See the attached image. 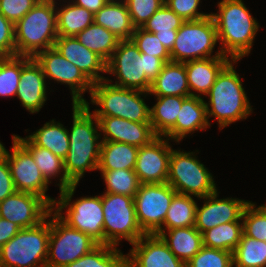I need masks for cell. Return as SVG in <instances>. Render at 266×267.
<instances>
[{
    "label": "cell",
    "mask_w": 266,
    "mask_h": 267,
    "mask_svg": "<svg viewBox=\"0 0 266 267\" xmlns=\"http://www.w3.org/2000/svg\"><path fill=\"white\" fill-rule=\"evenodd\" d=\"M15 56L14 23L0 13V58Z\"/></svg>",
    "instance_id": "obj_47"
},
{
    "label": "cell",
    "mask_w": 266,
    "mask_h": 267,
    "mask_svg": "<svg viewBox=\"0 0 266 267\" xmlns=\"http://www.w3.org/2000/svg\"><path fill=\"white\" fill-rule=\"evenodd\" d=\"M20 229L14 222L0 217V247L13 238Z\"/></svg>",
    "instance_id": "obj_50"
},
{
    "label": "cell",
    "mask_w": 266,
    "mask_h": 267,
    "mask_svg": "<svg viewBox=\"0 0 266 267\" xmlns=\"http://www.w3.org/2000/svg\"><path fill=\"white\" fill-rule=\"evenodd\" d=\"M12 153L4 151L10 167L16 191L28 192L42 197L51 207L56 199L46 195L48 182L42 176L30 152L13 136Z\"/></svg>",
    "instance_id": "obj_14"
},
{
    "label": "cell",
    "mask_w": 266,
    "mask_h": 267,
    "mask_svg": "<svg viewBox=\"0 0 266 267\" xmlns=\"http://www.w3.org/2000/svg\"><path fill=\"white\" fill-rule=\"evenodd\" d=\"M131 40L138 47L140 53L158 57L165 63L171 61L170 53L154 33L147 32L142 28H135Z\"/></svg>",
    "instance_id": "obj_43"
},
{
    "label": "cell",
    "mask_w": 266,
    "mask_h": 267,
    "mask_svg": "<svg viewBox=\"0 0 266 267\" xmlns=\"http://www.w3.org/2000/svg\"><path fill=\"white\" fill-rule=\"evenodd\" d=\"M35 60L42 67L45 78L53 79L69 85L73 104H85L82 94L89 91L91 95L93 83L73 63L66 60L55 47L39 52Z\"/></svg>",
    "instance_id": "obj_15"
},
{
    "label": "cell",
    "mask_w": 266,
    "mask_h": 267,
    "mask_svg": "<svg viewBox=\"0 0 266 267\" xmlns=\"http://www.w3.org/2000/svg\"><path fill=\"white\" fill-rule=\"evenodd\" d=\"M22 69V56L0 58V96L16 95Z\"/></svg>",
    "instance_id": "obj_40"
},
{
    "label": "cell",
    "mask_w": 266,
    "mask_h": 267,
    "mask_svg": "<svg viewBox=\"0 0 266 267\" xmlns=\"http://www.w3.org/2000/svg\"><path fill=\"white\" fill-rule=\"evenodd\" d=\"M232 258L235 267H266V241L250 238L243 233Z\"/></svg>",
    "instance_id": "obj_38"
},
{
    "label": "cell",
    "mask_w": 266,
    "mask_h": 267,
    "mask_svg": "<svg viewBox=\"0 0 266 267\" xmlns=\"http://www.w3.org/2000/svg\"><path fill=\"white\" fill-rule=\"evenodd\" d=\"M109 0H73L77 6L86 8L92 14L97 13Z\"/></svg>",
    "instance_id": "obj_51"
},
{
    "label": "cell",
    "mask_w": 266,
    "mask_h": 267,
    "mask_svg": "<svg viewBox=\"0 0 266 267\" xmlns=\"http://www.w3.org/2000/svg\"><path fill=\"white\" fill-rule=\"evenodd\" d=\"M176 193L167 182L140 185L133 200L138 224L145 234H155L163 226Z\"/></svg>",
    "instance_id": "obj_12"
},
{
    "label": "cell",
    "mask_w": 266,
    "mask_h": 267,
    "mask_svg": "<svg viewBox=\"0 0 266 267\" xmlns=\"http://www.w3.org/2000/svg\"><path fill=\"white\" fill-rule=\"evenodd\" d=\"M56 12L58 36L75 37L94 22V14L72 1Z\"/></svg>",
    "instance_id": "obj_34"
},
{
    "label": "cell",
    "mask_w": 266,
    "mask_h": 267,
    "mask_svg": "<svg viewBox=\"0 0 266 267\" xmlns=\"http://www.w3.org/2000/svg\"><path fill=\"white\" fill-rule=\"evenodd\" d=\"M235 62L236 60H231L220 71L206 95L209 97V103L205 101L207 118L215 117L220 129L246 119L253 110L242 81L234 69Z\"/></svg>",
    "instance_id": "obj_4"
},
{
    "label": "cell",
    "mask_w": 266,
    "mask_h": 267,
    "mask_svg": "<svg viewBox=\"0 0 266 267\" xmlns=\"http://www.w3.org/2000/svg\"><path fill=\"white\" fill-rule=\"evenodd\" d=\"M157 136L149 144L139 147L134 172L141 184L165 183L169 173L171 146L169 139Z\"/></svg>",
    "instance_id": "obj_17"
},
{
    "label": "cell",
    "mask_w": 266,
    "mask_h": 267,
    "mask_svg": "<svg viewBox=\"0 0 266 267\" xmlns=\"http://www.w3.org/2000/svg\"><path fill=\"white\" fill-rule=\"evenodd\" d=\"M144 57L132 40H120L106 63V73L117 77L116 86L149 92L151 82L144 73Z\"/></svg>",
    "instance_id": "obj_13"
},
{
    "label": "cell",
    "mask_w": 266,
    "mask_h": 267,
    "mask_svg": "<svg viewBox=\"0 0 266 267\" xmlns=\"http://www.w3.org/2000/svg\"><path fill=\"white\" fill-rule=\"evenodd\" d=\"M186 267H233L232 252L203 246Z\"/></svg>",
    "instance_id": "obj_42"
},
{
    "label": "cell",
    "mask_w": 266,
    "mask_h": 267,
    "mask_svg": "<svg viewBox=\"0 0 266 267\" xmlns=\"http://www.w3.org/2000/svg\"><path fill=\"white\" fill-rule=\"evenodd\" d=\"M51 211L52 207L42 197L28 192L15 191L0 202V217L21 229L39 225Z\"/></svg>",
    "instance_id": "obj_16"
},
{
    "label": "cell",
    "mask_w": 266,
    "mask_h": 267,
    "mask_svg": "<svg viewBox=\"0 0 266 267\" xmlns=\"http://www.w3.org/2000/svg\"><path fill=\"white\" fill-rule=\"evenodd\" d=\"M201 0H165V4L184 21L199 20L209 14L198 12Z\"/></svg>",
    "instance_id": "obj_46"
},
{
    "label": "cell",
    "mask_w": 266,
    "mask_h": 267,
    "mask_svg": "<svg viewBox=\"0 0 266 267\" xmlns=\"http://www.w3.org/2000/svg\"><path fill=\"white\" fill-rule=\"evenodd\" d=\"M210 127L207 118L206 105L198 96L186 97L177 116L175 125L164 135L165 138L179 142L196 130H206Z\"/></svg>",
    "instance_id": "obj_23"
},
{
    "label": "cell",
    "mask_w": 266,
    "mask_h": 267,
    "mask_svg": "<svg viewBox=\"0 0 266 267\" xmlns=\"http://www.w3.org/2000/svg\"><path fill=\"white\" fill-rule=\"evenodd\" d=\"M135 28H142L144 24L159 10L165 0H124Z\"/></svg>",
    "instance_id": "obj_44"
},
{
    "label": "cell",
    "mask_w": 266,
    "mask_h": 267,
    "mask_svg": "<svg viewBox=\"0 0 266 267\" xmlns=\"http://www.w3.org/2000/svg\"><path fill=\"white\" fill-rule=\"evenodd\" d=\"M72 108L73 125L68 131L69 149L64 159V170L68 179L78 184L86 170L98 169L102 141L99 139V121L90 112L89 103L73 104Z\"/></svg>",
    "instance_id": "obj_1"
},
{
    "label": "cell",
    "mask_w": 266,
    "mask_h": 267,
    "mask_svg": "<svg viewBox=\"0 0 266 267\" xmlns=\"http://www.w3.org/2000/svg\"><path fill=\"white\" fill-rule=\"evenodd\" d=\"M47 218L35 227L20 229L0 247V267H46L50 213Z\"/></svg>",
    "instance_id": "obj_6"
},
{
    "label": "cell",
    "mask_w": 266,
    "mask_h": 267,
    "mask_svg": "<svg viewBox=\"0 0 266 267\" xmlns=\"http://www.w3.org/2000/svg\"><path fill=\"white\" fill-rule=\"evenodd\" d=\"M39 0H0V13L14 24L24 17Z\"/></svg>",
    "instance_id": "obj_45"
},
{
    "label": "cell",
    "mask_w": 266,
    "mask_h": 267,
    "mask_svg": "<svg viewBox=\"0 0 266 267\" xmlns=\"http://www.w3.org/2000/svg\"><path fill=\"white\" fill-rule=\"evenodd\" d=\"M155 234L159 235L173 254L185 264L203 247L202 234L195 226L168 229L167 233L157 231Z\"/></svg>",
    "instance_id": "obj_27"
},
{
    "label": "cell",
    "mask_w": 266,
    "mask_h": 267,
    "mask_svg": "<svg viewBox=\"0 0 266 267\" xmlns=\"http://www.w3.org/2000/svg\"><path fill=\"white\" fill-rule=\"evenodd\" d=\"M217 42L218 34L212 15L184 21L177 30L175 44L170 52L171 61L185 63L204 58L228 57L221 50L211 56Z\"/></svg>",
    "instance_id": "obj_8"
},
{
    "label": "cell",
    "mask_w": 266,
    "mask_h": 267,
    "mask_svg": "<svg viewBox=\"0 0 266 267\" xmlns=\"http://www.w3.org/2000/svg\"><path fill=\"white\" fill-rule=\"evenodd\" d=\"M257 209L266 215V204L258 206Z\"/></svg>",
    "instance_id": "obj_52"
},
{
    "label": "cell",
    "mask_w": 266,
    "mask_h": 267,
    "mask_svg": "<svg viewBox=\"0 0 266 267\" xmlns=\"http://www.w3.org/2000/svg\"><path fill=\"white\" fill-rule=\"evenodd\" d=\"M75 38L87 49L99 55L106 63L120 41L108 29L95 22L78 33Z\"/></svg>",
    "instance_id": "obj_33"
},
{
    "label": "cell",
    "mask_w": 266,
    "mask_h": 267,
    "mask_svg": "<svg viewBox=\"0 0 266 267\" xmlns=\"http://www.w3.org/2000/svg\"><path fill=\"white\" fill-rule=\"evenodd\" d=\"M55 0H39L14 24L15 56L34 58L39 52L54 47L58 37Z\"/></svg>",
    "instance_id": "obj_3"
},
{
    "label": "cell",
    "mask_w": 266,
    "mask_h": 267,
    "mask_svg": "<svg viewBox=\"0 0 266 267\" xmlns=\"http://www.w3.org/2000/svg\"><path fill=\"white\" fill-rule=\"evenodd\" d=\"M16 191L7 157L0 156V202Z\"/></svg>",
    "instance_id": "obj_48"
},
{
    "label": "cell",
    "mask_w": 266,
    "mask_h": 267,
    "mask_svg": "<svg viewBox=\"0 0 266 267\" xmlns=\"http://www.w3.org/2000/svg\"><path fill=\"white\" fill-rule=\"evenodd\" d=\"M106 192L133 197L141 185L134 169L100 170Z\"/></svg>",
    "instance_id": "obj_39"
},
{
    "label": "cell",
    "mask_w": 266,
    "mask_h": 267,
    "mask_svg": "<svg viewBox=\"0 0 266 267\" xmlns=\"http://www.w3.org/2000/svg\"><path fill=\"white\" fill-rule=\"evenodd\" d=\"M98 245L84 232L69 227L53 210L50 212L46 267H65L88 254Z\"/></svg>",
    "instance_id": "obj_11"
},
{
    "label": "cell",
    "mask_w": 266,
    "mask_h": 267,
    "mask_svg": "<svg viewBox=\"0 0 266 267\" xmlns=\"http://www.w3.org/2000/svg\"><path fill=\"white\" fill-rule=\"evenodd\" d=\"M13 136L30 152L42 176L48 183H51L50 179L59 176L62 172L63 174L59 176V184H57L59 185V190L66 189L73 185L66 176L63 159L56 156L48 149L35 146L27 137Z\"/></svg>",
    "instance_id": "obj_28"
},
{
    "label": "cell",
    "mask_w": 266,
    "mask_h": 267,
    "mask_svg": "<svg viewBox=\"0 0 266 267\" xmlns=\"http://www.w3.org/2000/svg\"><path fill=\"white\" fill-rule=\"evenodd\" d=\"M218 13H211L221 43L223 55L240 60L249 55L259 23L250 14L242 0H222ZM228 54V55H227Z\"/></svg>",
    "instance_id": "obj_2"
},
{
    "label": "cell",
    "mask_w": 266,
    "mask_h": 267,
    "mask_svg": "<svg viewBox=\"0 0 266 267\" xmlns=\"http://www.w3.org/2000/svg\"><path fill=\"white\" fill-rule=\"evenodd\" d=\"M54 47L66 60L79 68L92 83L106 79L99 73H106V62L75 37L58 36Z\"/></svg>",
    "instance_id": "obj_22"
},
{
    "label": "cell",
    "mask_w": 266,
    "mask_h": 267,
    "mask_svg": "<svg viewBox=\"0 0 266 267\" xmlns=\"http://www.w3.org/2000/svg\"><path fill=\"white\" fill-rule=\"evenodd\" d=\"M156 104L150 108V123L157 136H164L176 123L182 102L186 97L156 96Z\"/></svg>",
    "instance_id": "obj_32"
},
{
    "label": "cell",
    "mask_w": 266,
    "mask_h": 267,
    "mask_svg": "<svg viewBox=\"0 0 266 267\" xmlns=\"http://www.w3.org/2000/svg\"><path fill=\"white\" fill-rule=\"evenodd\" d=\"M242 235L243 223L241 221L220 224L202 233L203 246L233 253Z\"/></svg>",
    "instance_id": "obj_36"
},
{
    "label": "cell",
    "mask_w": 266,
    "mask_h": 267,
    "mask_svg": "<svg viewBox=\"0 0 266 267\" xmlns=\"http://www.w3.org/2000/svg\"><path fill=\"white\" fill-rule=\"evenodd\" d=\"M126 254V267H186L159 235L145 234Z\"/></svg>",
    "instance_id": "obj_18"
},
{
    "label": "cell",
    "mask_w": 266,
    "mask_h": 267,
    "mask_svg": "<svg viewBox=\"0 0 266 267\" xmlns=\"http://www.w3.org/2000/svg\"><path fill=\"white\" fill-rule=\"evenodd\" d=\"M102 207L104 244L117 247L122 239L134 244L145 235L136 218L133 197L105 192Z\"/></svg>",
    "instance_id": "obj_10"
},
{
    "label": "cell",
    "mask_w": 266,
    "mask_h": 267,
    "mask_svg": "<svg viewBox=\"0 0 266 267\" xmlns=\"http://www.w3.org/2000/svg\"><path fill=\"white\" fill-rule=\"evenodd\" d=\"M94 22L108 29L119 40H131L135 31L125 1L109 0L97 13Z\"/></svg>",
    "instance_id": "obj_25"
},
{
    "label": "cell",
    "mask_w": 266,
    "mask_h": 267,
    "mask_svg": "<svg viewBox=\"0 0 266 267\" xmlns=\"http://www.w3.org/2000/svg\"><path fill=\"white\" fill-rule=\"evenodd\" d=\"M46 78L42 67L28 56H22V69L16 96L30 113H38L47 100Z\"/></svg>",
    "instance_id": "obj_20"
},
{
    "label": "cell",
    "mask_w": 266,
    "mask_h": 267,
    "mask_svg": "<svg viewBox=\"0 0 266 267\" xmlns=\"http://www.w3.org/2000/svg\"><path fill=\"white\" fill-rule=\"evenodd\" d=\"M184 20L164 4L154 15L144 24L142 29L154 33L156 38L162 43L170 53L176 40L177 30Z\"/></svg>",
    "instance_id": "obj_29"
},
{
    "label": "cell",
    "mask_w": 266,
    "mask_h": 267,
    "mask_svg": "<svg viewBox=\"0 0 266 267\" xmlns=\"http://www.w3.org/2000/svg\"><path fill=\"white\" fill-rule=\"evenodd\" d=\"M150 95L189 97V85L185 64L181 62H166L162 71L152 82Z\"/></svg>",
    "instance_id": "obj_26"
},
{
    "label": "cell",
    "mask_w": 266,
    "mask_h": 267,
    "mask_svg": "<svg viewBox=\"0 0 266 267\" xmlns=\"http://www.w3.org/2000/svg\"><path fill=\"white\" fill-rule=\"evenodd\" d=\"M194 154L171 150L167 183L177 193L204 198L217 191L216 183L210 171Z\"/></svg>",
    "instance_id": "obj_9"
},
{
    "label": "cell",
    "mask_w": 266,
    "mask_h": 267,
    "mask_svg": "<svg viewBox=\"0 0 266 267\" xmlns=\"http://www.w3.org/2000/svg\"><path fill=\"white\" fill-rule=\"evenodd\" d=\"M243 233L253 239L266 241V215L250 201L242 213Z\"/></svg>",
    "instance_id": "obj_41"
},
{
    "label": "cell",
    "mask_w": 266,
    "mask_h": 267,
    "mask_svg": "<svg viewBox=\"0 0 266 267\" xmlns=\"http://www.w3.org/2000/svg\"><path fill=\"white\" fill-rule=\"evenodd\" d=\"M218 191L205 196L204 204L196 207L195 228L202 234L220 224L242 221V213L250 201L238 198L218 199Z\"/></svg>",
    "instance_id": "obj_19"
},
{
    "label": "cell",
    "mask_w": 266,
    "mask_h": 267,
    "mask_svg": "<svg viewBox=\"0 0 266 267\" xmlns=\"http://www.w3.org/2000/svg\"><path fill=\"white\" fill-rule=\"evenodd\" d=\"M65 267H126V255L115 246L99 244L91 252Z\"/></svg>",
    "instance_id": "obj_37"
},
{
    "label": "cell",
    "mask_w": 266,
    "mask_h": 267,
    "mask_svg": "<svg viewBox=\"0 0 266 267\" xmlns=\"http://www.w3.org/2000/svg\"><path fill=\"white\" fill-rule=\"evenodd\" d=\"M103 132L101 141L123 142L136 147L149 144L157 135L150 122H132L120 117L95 116Z\"/></svg>",
    "instance_id": "obj_21"
},
{
    "label": "cell",
    "mask_w": 266,
    "mask_h": 267,
    "mask_svg": "<svg viewBox=\"0 0 266 267\" xmlns=\"http://www.w3.org/2000/svg\"><path fill=\"white\" fill-rule=\"evenodd\" d=\"M77 184L60 190V198L55 201L52 210L69 227L84 232L98 244H104V214L102 195L95 197H81L71 202ZM69 206V207H68ZM68 208L66 215L62 210Z\"/></svg>",
    "instance_id": "obj_7"
},
{
    "label": "cell",
    "mask_w": 266,
    "mask_h": 267,
    "mask_svg": "<svg viewBox=\"0 0 266 267\" xmlns=\"http://www.w3.org/2000/svg\"><path fill=\"white\" fill-rule=\"evenodd\" d=\"M197 203L192 196L176 193L168 208L163 226L158 231L195 226Z\"/></svg>",
    "instance_id": "obj_35"
},
{
    "label": "cell",
    "mask_w": 266,
    "mask_h": 267,
    "mask_svg": "<svg viewBox=\"0 0 266 267\" xmlns=\"http://www.w3.org/2000/svg\"><path fill=\"white\" fill-rule=\"evenodd\" d=\"M230 61V57H212L185 62L190 96L200 98H203L201 95L206 96L217 75Z\"/></svg>",
    "instance_id": "obj_24"
},
{
    "label": "cell",
    "mask_w": 266,
    "mask_h": 267,
    "mask_svg": "<svg viewBox=\"0 0 266 267\" xmlns=\"http://www.w3.org/2000/svg\"><path fill=\"white\" fill-rule=\"evenodd\" d=\"M112 80L105 79L93 83L91 102L101 107L95 109V116L120 117L132 122H150V108L141 98L149 92L128 89L111 84Z\"/></svg>",
    "instance_id": "obj_5"
},
{
    "label": "cell",
    "mask_w": 266,
    "mask_h": 267,
    "mask_svg": "<svg viewBox=\"0 0 266 267\" xmlns=\"http://www.w3.org/2000/svg\"><path fill=\"white\" fill-rule=\"evenodd\" d=\"M138 150L123 142L102 141L97 170L134 169Z\"/></svg>",
    "instance_id": "obj_30"
},
{
    "label": "cell",
    "mask_w": 266,
    "mask_h": 267,
    "mask_svg": "<svg viewBox=\"0 0 266 267\" xmlns=\"http://www.w3.org/2000/svg\"><path fill=\"white\" fill-rule=\"evenodd\" d=\"M141 57H144V73L146 78L152 83L155 78L162 71L165 62L158 58L145 53H141Z\"/></svg>",
    "instance_id": "obj_49"
},
{
    "label": "cell",
    "mask_w": 266,
    "mask_h": 267,
    "mask_svg": "<svg viewBox=\"0 0 266 267\" xmlns=\"http://www.w3.org/2000/svg\"><path fill=\"white\" fill-rule=\"evenodd\" d=\"M55 119L46 122L44 126L27 138L38 147L50 150L61 159H65L69 149L68 130Z\"/></svg>",
    "instance_id": "obj_31"
},
{
    "label": "cell",
    "mask_w": 266,
    "mask_h": 267,
    "mask_svg": "<svg viewBox=\"0 0 266 267\" xmlns=\"http://www.w3.org/2000/svg\"><path fill=\"white\" fill-rule=\"evenodd\" d=\"M5 151V147L3 146V144L0 142V156H2L4 154Z\"/></svg>",
    "instance_id": "obj_53"
}]
</instances>
